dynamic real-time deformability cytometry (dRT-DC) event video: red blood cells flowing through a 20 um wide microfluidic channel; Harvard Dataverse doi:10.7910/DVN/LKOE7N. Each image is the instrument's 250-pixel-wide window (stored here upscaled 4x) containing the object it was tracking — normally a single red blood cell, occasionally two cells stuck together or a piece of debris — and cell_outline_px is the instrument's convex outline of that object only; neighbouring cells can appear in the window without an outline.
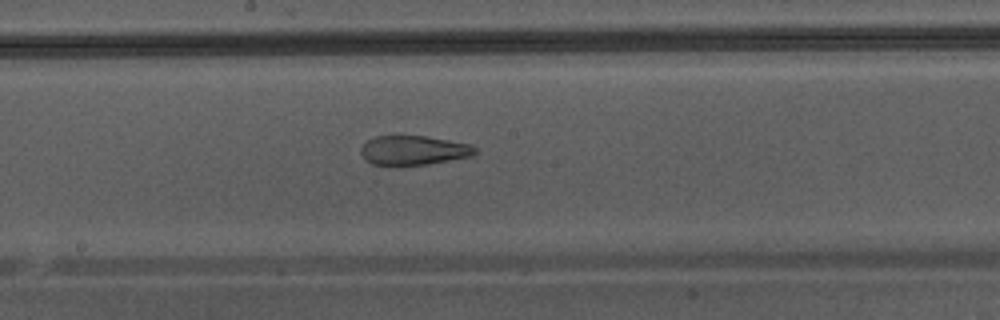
{"species": "Egyptian fruit bat (a non-hibernating species)", "species_latin": "Rousettus aegyptiacus", "temperature_condition": "warm", "stored_images_in_passage": 36, "camera_frame_rate_fps": 3000, "um_per_image_px": 0.085, "animal": {"sex": "male"}, "frame": {"image": 1, "passage_image": 16, "time_ms": 5.0, "image_size_px": [1000, 320], "cell_outline_px": [[476, 152], [472, 156], [428, 164], [396, 168], [372, 164], [364, 160], [360, 152], [360, 148], [368, 140], [376, 136], [428, 136], [468, 144], [476, 148]], "centroid_in_image_um": [35.08, 12.82], "position_along_channel_um": 213.1, "area_um2": 20.06}}